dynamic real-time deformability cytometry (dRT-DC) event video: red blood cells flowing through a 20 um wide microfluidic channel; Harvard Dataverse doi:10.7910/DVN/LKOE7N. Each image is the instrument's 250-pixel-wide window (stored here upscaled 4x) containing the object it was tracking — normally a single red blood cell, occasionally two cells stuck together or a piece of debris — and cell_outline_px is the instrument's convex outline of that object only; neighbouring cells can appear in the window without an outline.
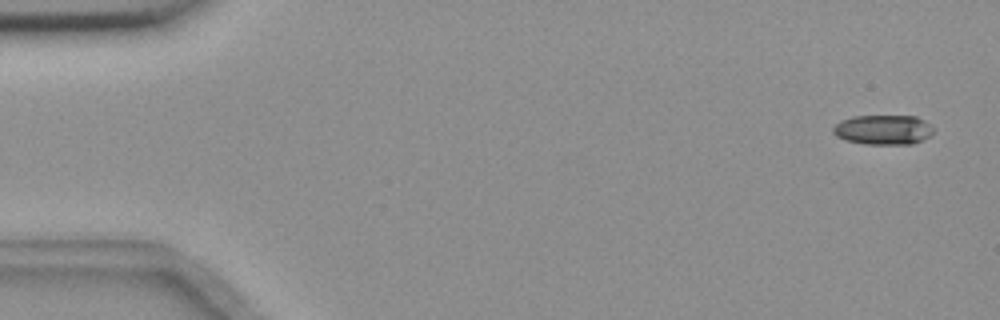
{"species": "common noctule bat (a hibernating species)", "species_latin": "Nyctalus noctula", "temperature_condition": "room temperature", "stored_images_in_passage": 5, "camera_frame_rate_fps": 3000, "um_per_image_px": 0.085, "animal": {"sex": "female", "body_mass_g": 18.4}, "frame": {"image": 1, "passage_image": 1, "time_ms": 0.0, "image_size_px": [1000, 320], "cell_outline_px": [[936, 128], [924, 140], [912, 144], [864, 144], [844, 140], [836, 136], [832, 132], [832, 128], [840, 120], [852, 116], [916, 116], [924, 120]], "centroid_in_image_um": [75.07, 11.03], "position_along_channel_um": 9.9, "area_um2": 17.63}}
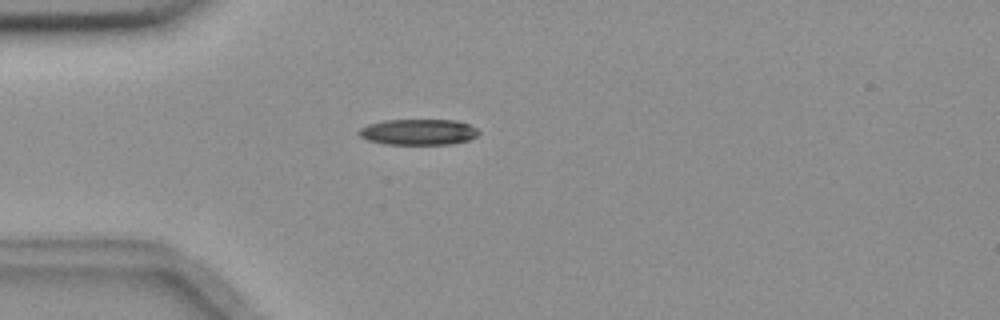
{"frame": {"image": 2, "passage_image": 5, "time_ms": 1.333, "image_size_px": [1000, 320], "cell_outline_px": [[480, 132], [476, 136], [468, 140], [452, 144], [384, 144], [368, 140], [360, 136], [356, 132], [360, 128], [368, 124], [384, 120], [456, 120], [468, 124], [476, 128]], "centroid_in_image_um": [35.54, 11.22], "position_along_channel_um": 49.5, "area_um2": 18.09}}